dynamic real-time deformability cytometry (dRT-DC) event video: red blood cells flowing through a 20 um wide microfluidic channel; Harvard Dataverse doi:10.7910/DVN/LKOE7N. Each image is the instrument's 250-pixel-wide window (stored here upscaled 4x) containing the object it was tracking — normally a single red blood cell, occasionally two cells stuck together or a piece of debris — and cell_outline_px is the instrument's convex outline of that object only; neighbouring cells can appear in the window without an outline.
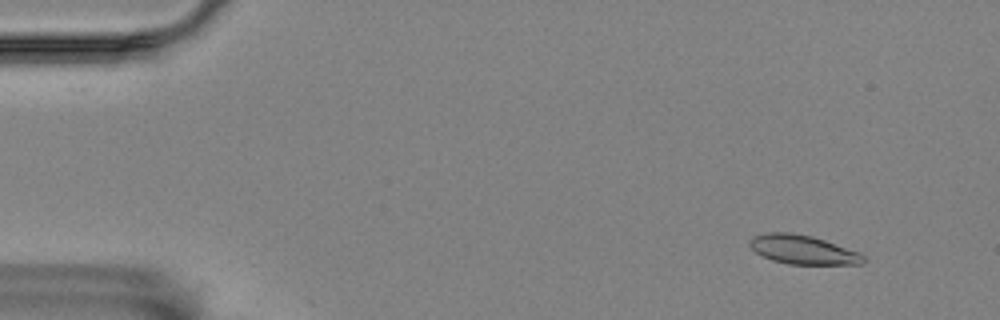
{"species": "Egyptian fruit bat (a non-hibernating species)", "species_latin": "Rousettus aegyptiacus", "temperature_condition": "room temperature", "stored_images_in_passage": 57, "camera_frame_rate_fps": 3000, "um_per_image_px": 0.085, "animal": {"sex": "female"}, "frame": {"image": 1, "passage_image": 5, "time_ms": 1.333, "image_size_px": [1000, 320], "cell_outline_px": [[864, 264], [788, 264], [772, 260], [756, 252], [748, 244], [748, 240], [752, 236], [764, 232], [792, 232], [812, 236], [860, 252], [864, 256]], "centroid_in_image_um": [68.21, 21.21], "position_along_channel_um": 16.8, "area_um2": 19.31}}
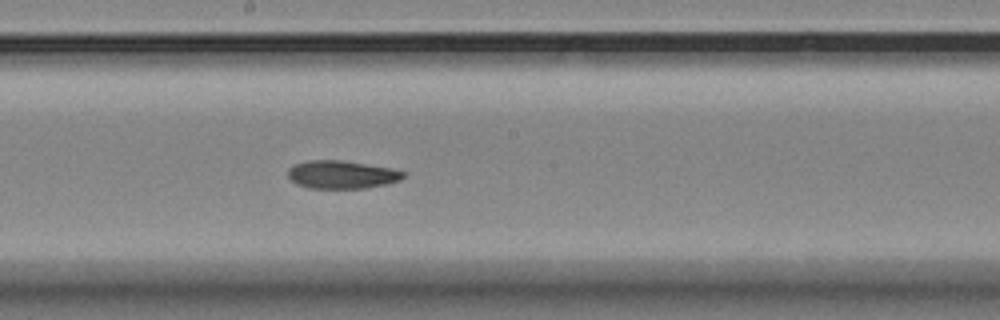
{"frame": {"image": 2, "passage_image": 31, "time_ms": 10.0, "image_size_px": [1000, 320], "cell_outline_px": [[404, 176], [400, 180], [388, 184], [364, 188], [308, 188], [296, 184], [288, 176], [288, 168], [296, 164], [308, 160], [340, 160], [392, 168], [404, 172]], "centroid_in_image_um": [29.04, 14.84], "position_along_channel_um": 219.2, "area_um2": 18.79}}
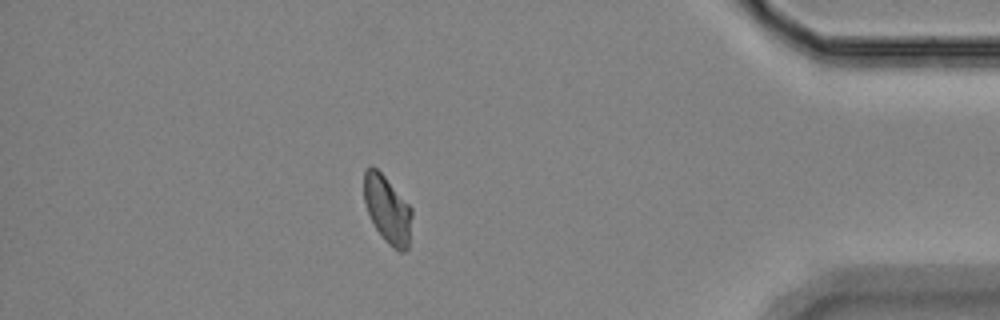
{"frame": {"image": 3, "passage_image": 50, "time_ms": 16.333, "image_size_px": [1000, 320], "cell_outline_px": [[412, 216], [408, 248], [404, 252], [400, 252], [392, 248], [384, 240], [376, 228], [368, 212], [364, 200], [364, 168], [372, 164], [384, 176], [412, 208]], "centroid_in_image_um": [32.93, 17.81], "position_along_channel_um": 402.3, "area_um2": 18.79}, "authors_computed_cell_mechanics": {"area_um2": 19.363, "velocity_mm_per_s": 3.4926, "shape_relaxation_time_tau1_ms": 5.7935, "shape_relaxation_time_tau2_ms": 2.9695, "deformation_change_tau1": 0.148, "deformation_change_tau2": 0.0725}}